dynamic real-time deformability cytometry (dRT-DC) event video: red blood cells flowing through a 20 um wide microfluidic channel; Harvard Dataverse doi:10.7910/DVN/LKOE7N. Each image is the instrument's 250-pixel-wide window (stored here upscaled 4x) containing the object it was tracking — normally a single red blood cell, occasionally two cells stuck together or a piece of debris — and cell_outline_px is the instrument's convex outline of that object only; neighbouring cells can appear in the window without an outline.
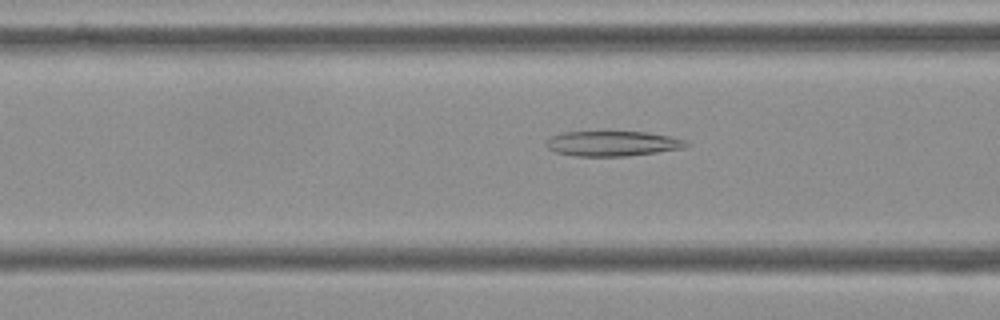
{"species": "Egyptian fruit bat (a non-hibernating species)", "species_latin": "Rousettus aegyptiacus", "temperature_condition": "cold", "stored_images_in_passage": 55, "camera_frame_rate_fps": 3000, "um_per_image_px": 0.085, "frame": {"image": 1, "passage_image": 21, "time_ms": 6.667, "image_size_px": [1000, 320], "cell_outline_px": [[688, 144], [684, 148], [656, 152], [624, 156], [576, 156], [556, 152], [548, 148], [544, 144], [552, 136], [564, 132], [648, 132], [672, 136], [688, 140]], "centroid_in_image_um": [52.1, 12.2], "position_along_channel_um": 114.5, "area_um2": 20.4}}
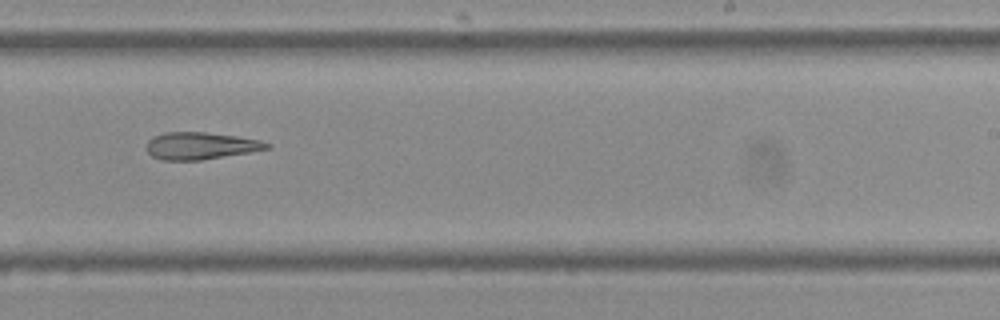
{"frame": {"image": 2, "passage_image": 34, "time_ms": 11.0, "image_size_px": [1000, 320], "cell_outline_px": [[272, 148], [200, 160], [160, 160], [152, 156], [144, 148], [148, 140], [152, 136], [164, 132], [204, 132], [236, 136], [260, 140], [272, 144]], "centroid_in_image_um": [17.01, 12.39], "position_along_channel_um": 272.0, "area_um2": 19.13}}
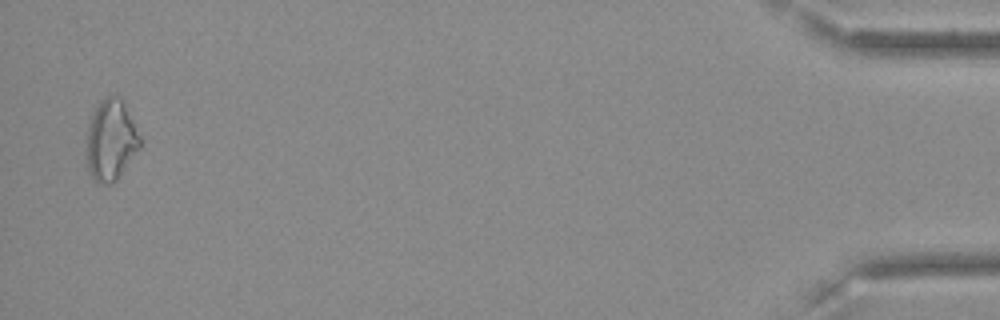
{"frame": {"image": 3, "passage_image": 54, "time_ms": 17.667, "image_size_px": [1000, 320], "cell_outline_px": [[140, 148], [116, 180], [112, 184], [108, 184], [96, 180], [88, 172], [84, 160], [88, 128], [92, 116], [100, 100], [104, 96], [120, 96], [140, 136]], "centroid_in_image_um": [9.39, 11.93], "position_along_channel_um": 425.8, "area_um2": 25.14}}